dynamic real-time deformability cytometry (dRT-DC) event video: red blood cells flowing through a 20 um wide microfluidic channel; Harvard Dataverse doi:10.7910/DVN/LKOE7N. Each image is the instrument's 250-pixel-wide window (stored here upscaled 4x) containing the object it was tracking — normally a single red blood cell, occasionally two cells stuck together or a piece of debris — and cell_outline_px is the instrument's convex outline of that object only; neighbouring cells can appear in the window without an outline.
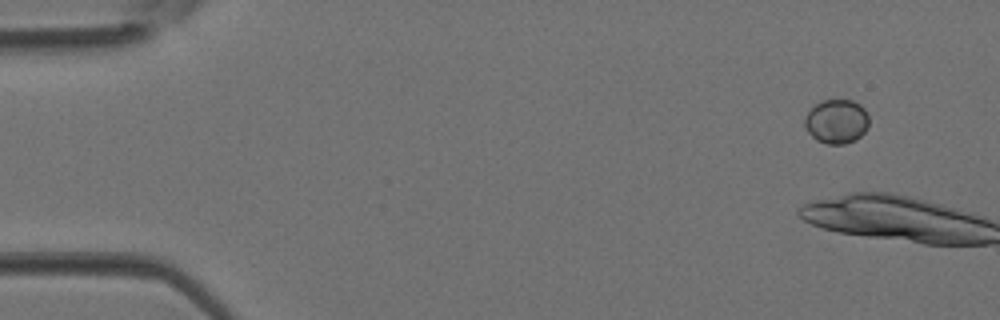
{"species": "Egyptian fruit bat (a non-hibernating species)", "species_latin": "Rousettus aegyptiacus", "temperature_condition": "room temperature", "stored_images_in_passage": 5, "camera_frame_rate_fps": 3000, "um_per_image_px": 0.085, "animal": {"sex": "female"}, "frame": {"image": 1, "passage_image": 1, "time_ms": 0.0, "image_size_px": [1000, 320], "cell_outline_px": [[868, 128], [856, 140], [844, 144], [828, 144], [816, 140], [808, 132], [804, 124], [804, 120], [808, 112], [820, 100], [852, 100], [860, 104], [864, 108], [868, 116]], "centroid_in_image_um": [71.11, 10.32], "position_along_channel_um": 13.9, "area_um2": 16.59}}
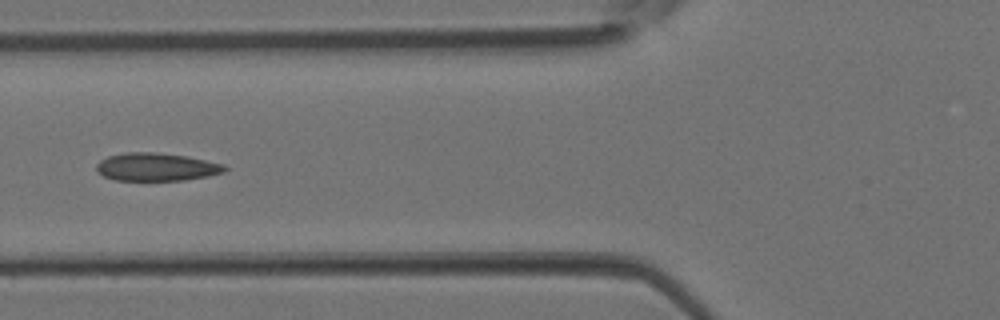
{"frame": {"image": 2, "passage_image": 5, "time_ms": 1.333, "image_size_px": [1000, 320], "cell_outline_px": [[228, 168], [224, 172], [208, 176], [184, 180], [116, 180], [104, 176], [96, 168], [96, 164], [100, 160], [108, 156], [124, 152], [152, 152], [188, 156], [224, 164]], "centroid_in_image_um": [13.31, 14.18], "position_along_channel_um": 112.5, "area_um2": 20.87}}